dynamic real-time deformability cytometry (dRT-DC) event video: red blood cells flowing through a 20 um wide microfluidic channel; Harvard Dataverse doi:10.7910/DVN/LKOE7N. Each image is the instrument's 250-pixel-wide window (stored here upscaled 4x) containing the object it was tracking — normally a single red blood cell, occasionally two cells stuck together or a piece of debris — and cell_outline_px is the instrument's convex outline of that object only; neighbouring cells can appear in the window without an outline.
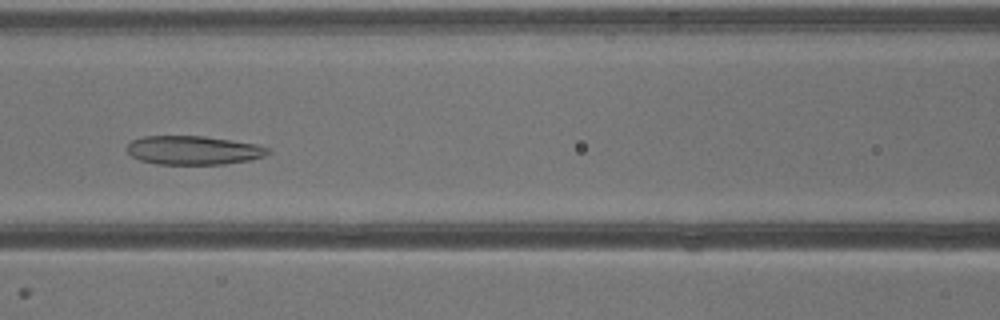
{"species": "common noctule bat (a hibernating species)", "species_latin": "Nyctalus noctula", "temperature_condition": "warm", "stored_images_in_passage": 37, "camera_frame_rate_fps": 3000, "um_per_image_px": 0.085, "animal": {"sex": "male", "body_mass_g": 13.3}, "frame": {"image": 1, "passage_image": 15, "time_ms": 4.667, "image_size_px": [1000, 320], "cell_outline_px": [[272, 152], [264, 156], [252, 160], [224, 164], [156, 164], [140, 160], [132, 156], [128, 152], [128, 144], [132, 140], [144, 136], [204, 136], [256, 144], [268, 148]], "centroid_in_image_um": [16.46, 12.77], "position_along_channel_um": 150.1, "area_um2": 23.64}}
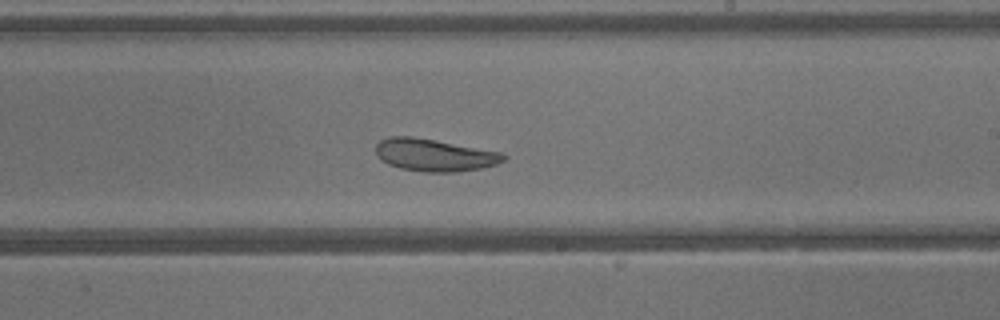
{"frame": {"image": 2, "passage_image": 21, "time_ms": 6.667, "image_size_px": [1000, 320], "cell_outline_px": [[508, 156], [504, 160], [496, 164], [484, 168], [456, 172], [424, 172], [400, 168], [388, 164], [380, 160], [376, 156], [376, 144], [380, 140], [392, 136], [412, 136], [436, 140], [504, 152]], "centroid_in_image_um": [36.95, 13.18], "position_along_channel_um": 252.1, "area_um2": 24.45}}
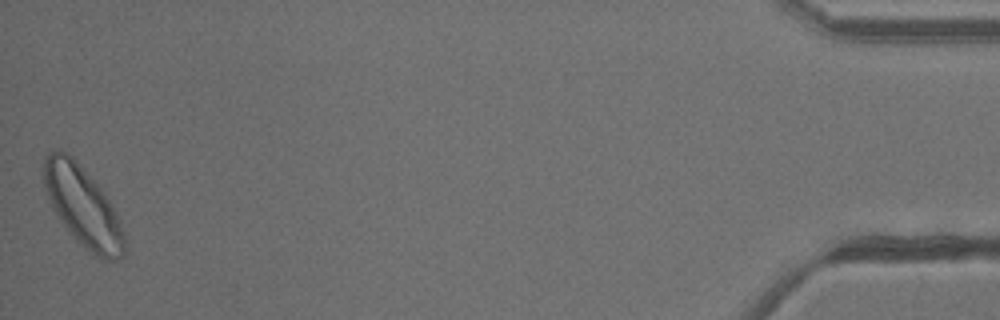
{"frame": {"image": 3, "passage_image": 37, "time_ms": 12.0, "image_size_px": [1000, 320], "cell_outline_px": [[124, 256], [116, 260], [100, 260], [92, 256], [68, 232], [56, 216], [52, 208], [44, 188], [44, 156], [48, 152], [60, 148], [72, 156], [76, 160], [100, 188], [112, 204], [120, 220], [124, 232]], "centroid_in_image_um": [7.03, 17.58], "position_along_channel_um": 428.2, "area_um2": 38.03}}